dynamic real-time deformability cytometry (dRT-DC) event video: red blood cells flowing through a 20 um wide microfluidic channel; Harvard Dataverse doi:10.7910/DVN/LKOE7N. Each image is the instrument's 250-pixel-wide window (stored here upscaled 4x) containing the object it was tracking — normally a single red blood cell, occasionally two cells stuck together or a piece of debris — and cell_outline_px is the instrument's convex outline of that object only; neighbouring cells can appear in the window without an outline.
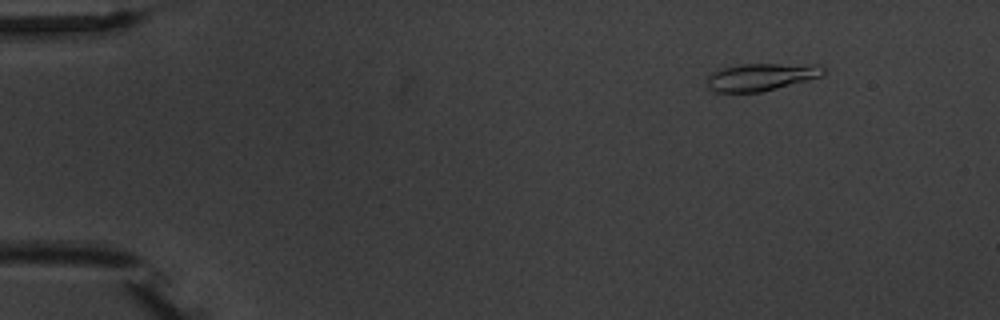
{"species": "common noctule bat (a hibernating species)", "species_latin": "Nyctalus noctula", "temperature_condition": "warm", "stored_images_in_passage": 3, "camera_frame_rate_fps": 3000, "um_per_image_px": 0.085, "animal": {"sex": "male", "body_mass_g": 20.1, "forearm_length_mm": 53.5}, "frame": {"image": 1, "passage_image": 1, "time_ms": 0.0, "image_size_px": [1000, 320], "cell_outline_px": [[828, 68], [824, 76], [760, 92], [712, 92], [708, 88], [708, 76], [716, 68], [740, 64], [816, 64]], "centroid_in_image_um": [64.71, 6.52], "position_along_channel_um": 20.3, "area_um2": 18.96}}